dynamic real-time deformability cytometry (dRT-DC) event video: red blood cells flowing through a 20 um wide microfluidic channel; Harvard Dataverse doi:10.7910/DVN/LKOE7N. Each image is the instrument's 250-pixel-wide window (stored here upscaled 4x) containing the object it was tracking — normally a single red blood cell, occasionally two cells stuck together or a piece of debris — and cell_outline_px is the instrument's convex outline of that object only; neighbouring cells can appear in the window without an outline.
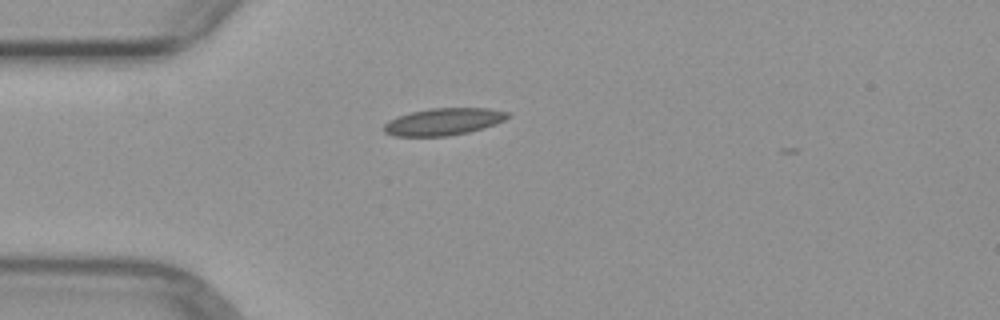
{"species": "common noctule bat (a hibernating species)", "species_latin": "Nyctalus noctula", "temperature_condition": "warm", "stored_images_in_passage": 2, "camera_frame_rate_fps": 3000, "um_per_image_px": 0.085, "animal": {"sex": "female", "body_mass_g": 29.2, "forearm_length_mm": 56.3}, "frame": {"image": 1, "passage_image": 1, "time_ms": 0.0, "image_size_px": [1000, 320], "cell_outline_px": [[512, 116], [496, 124], [484, 128], [468, 132], [448, 136], [392, 136], [384, 132], [384, 124], [388, 120], [396, 116], [428, 108], [488, 108], [508, 112]], "centroid_in_image_um": [37.7, 10.34], "position_along_channel_um": 47.3, "area_um2": 19.71}}